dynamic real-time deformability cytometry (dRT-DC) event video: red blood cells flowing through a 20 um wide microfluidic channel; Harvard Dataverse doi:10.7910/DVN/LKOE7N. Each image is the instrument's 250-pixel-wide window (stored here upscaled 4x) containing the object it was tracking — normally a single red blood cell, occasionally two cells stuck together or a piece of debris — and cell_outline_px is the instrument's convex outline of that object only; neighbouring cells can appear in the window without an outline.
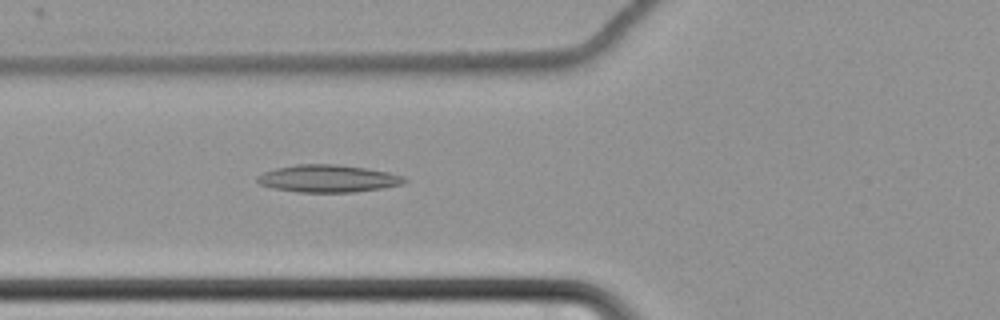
{"species": "common noctule bat (a hibernating species)", "species_latin": "Nyctalus noctula", "temperature_condition": "cold", "stored_images_in_passage": 56, "camera_frame_rate_fps": 3000, "um_per_image_px": 0.085, "animal": {"sex": "female", "body_mass_g": 22.7, "forearm_length_mm": 54.2}, "frame": {"image": 1, "passage_image": 19, "time_ms": 6.0, "image_size_px": [1000, 320], "cell_outline_px": [[408, 180], [404, 184], [384, 188], [352, 192], [296, 192], [272, 188], [260, 184], [256, 180], [256, 176], [264, 172], [276, 168], [296, 164], [336, 164], [368, 168], [388, 172], [404, 176]], "centroid_in_image_um": [27.9, 15.17], "position_along_channel_um": 97.9, "area_um2": 23.7}}
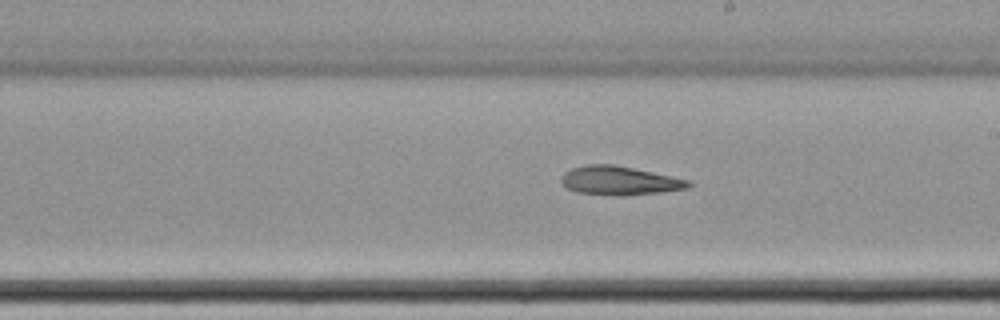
{"frame": {"image": 2, "passage_image": 31, "time_ms": 10.0, "image_size_px": [1000, 320], "cell_outline_px": [[692, 184], [688, 188], [664, 192], [624, 196], [620, 196], [576, 192], [568, 188], [560, 180], [560, 176], [564, 172], [572, 168], [584, 164], [612, 164], [692, 180]], "centroid_in_image_um": [52.67, 15.35], "position_along_channel_um": 236.3, "area_um2": 21.5}}
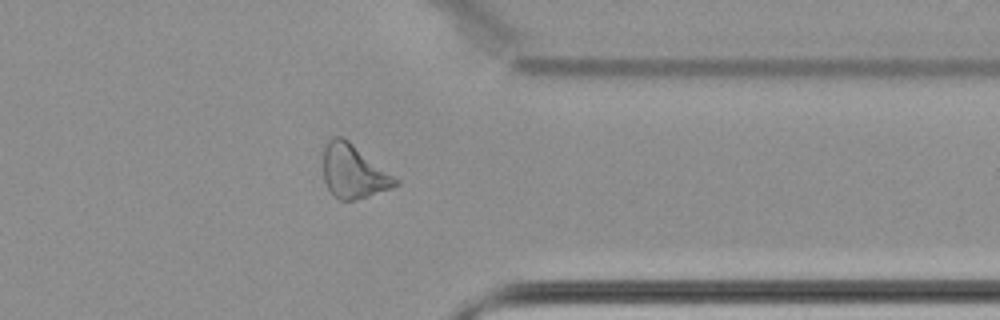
{"frame": {"image": 3, "passage_image": 44, "time_ms": 14.333, "image_size_px": [1000, 320], "cell_outline_px": [[400, 184], [392, 188], [356, 200], [340, 200], [328, 188], [324, 180], [324, 148], [328, 140], [332, 136], [340, 136], [348, 140], [400, 180]], "centroid_in_image_um": [30.07, 14.57], "position_along_channel_um": 381.3, "area_um2": 22.37}, "authors_computed_cell_mechanics": {"area_um2": 23.6691, "velocity_mm_per_s": 3.4612, "shape_relaxation_time_tau1_ms": null, "shape_relaxation_time_tau2_ms": 6.2168, "deformation_change_tau1": null, "deformation_change_tau2": 0.1732}}